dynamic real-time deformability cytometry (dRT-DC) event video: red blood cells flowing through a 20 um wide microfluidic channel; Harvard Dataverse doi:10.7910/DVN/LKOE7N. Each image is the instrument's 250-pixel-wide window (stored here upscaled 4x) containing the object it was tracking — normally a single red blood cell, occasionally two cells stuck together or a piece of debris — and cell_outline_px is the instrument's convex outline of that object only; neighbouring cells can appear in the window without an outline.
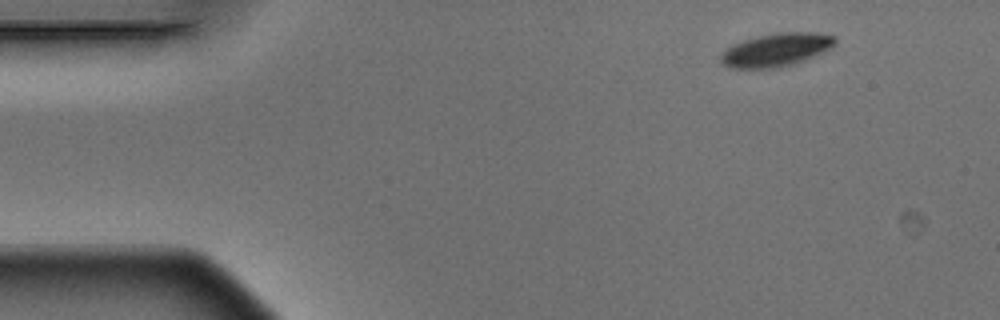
{"species": "Egyptian fruit bat (a non-hibernating species)", "species_latin": "Rousettus aegyptiacus", "temperature_condition": "warm", "stored_images_in_passage": 3, "camera_frame_rate_fps": 3000, "um_per_image_px": 0.085, "animal": {"sex": "male"}, "frame": {"image": 1, "passage_image": 1, "time_ms": 0.0, "image_size_px": [1000, 320], "cell_outline_px": [[836, 44], [804, 60], [792, 64], [776, 68], [728, 68], [720, 60], [720, 56], [732, 44], [756, 36], [776, 32], [816, 32], [836, 36]], "centroid_in_image_um": [65.96, 4.22], "position_along_channel_um": 19.0, "area_um2": 21.96}}
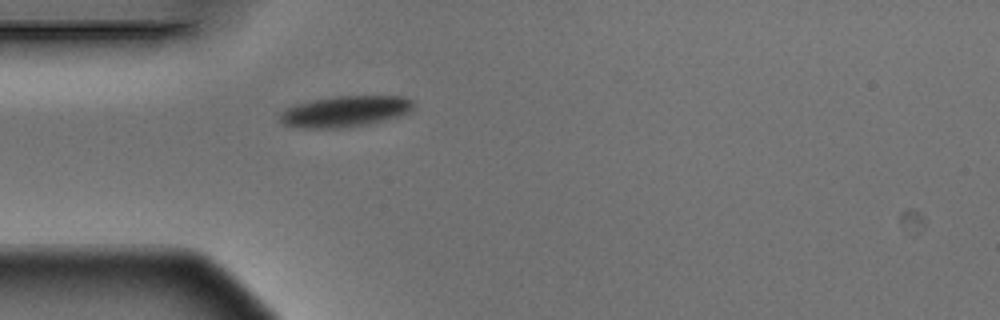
{"frame": {"image": 2, "passage_image": 3, "time_ms": 0.667, "image_size_px": [1000, 320], "cell_outline_px": [[412, 108], [408, 112], [396, 116], [364, 124], [340, 128], [304, 128], [284, 124], [280, 120], [280, 112], [296, 104], [336, 96], [404, 96], [412, 100]], "centroid_in_image_um": [29.3, 9.46], "position_along_channel_um": 55.7, "area_um2": 23.47}}